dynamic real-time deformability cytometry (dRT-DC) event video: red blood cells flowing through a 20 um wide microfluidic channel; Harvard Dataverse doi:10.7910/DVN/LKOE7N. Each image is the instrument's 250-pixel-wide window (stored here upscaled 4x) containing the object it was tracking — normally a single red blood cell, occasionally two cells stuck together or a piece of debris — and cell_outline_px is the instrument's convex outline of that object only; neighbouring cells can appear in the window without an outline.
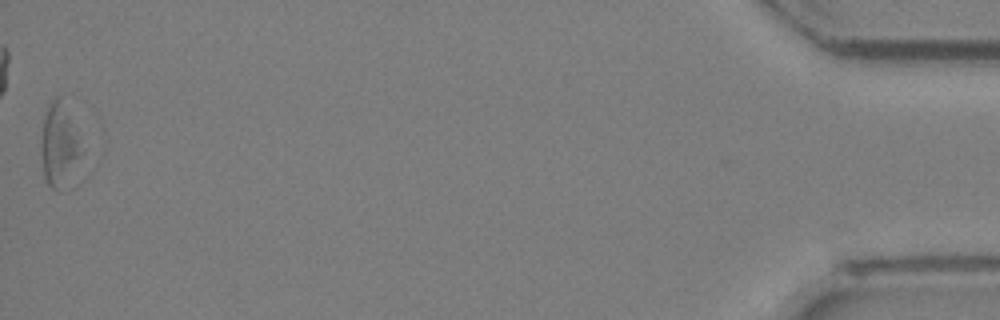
{"species": "Egyptian fruit bat (a non-hibernating species)", "species_latin": "Rousettus aegyptiacus", "temperature_condition": "room temperature", "stored_images_in_passage": 24, "camera_frame_rate_fps": 3000, "um_per_image_px": 0.085, "animal": {"sex": "female"}, "frame": {"image": 1, "passage_image": 24, "time_ms": 7.667, "image_size_px": [1000, 320], "cell_outline_px": [[80, 136], [76, 156], [60, 192], [56, 192], [44, 180], [40, 152], [40, 136], [44, 116], [52, 100], [56, 96], [60, 96], [80, 132]], "centroid_in_image_um": [4.94, 12.23], "position_along_channel_um": 430.3, "area_um2": 18.84}}